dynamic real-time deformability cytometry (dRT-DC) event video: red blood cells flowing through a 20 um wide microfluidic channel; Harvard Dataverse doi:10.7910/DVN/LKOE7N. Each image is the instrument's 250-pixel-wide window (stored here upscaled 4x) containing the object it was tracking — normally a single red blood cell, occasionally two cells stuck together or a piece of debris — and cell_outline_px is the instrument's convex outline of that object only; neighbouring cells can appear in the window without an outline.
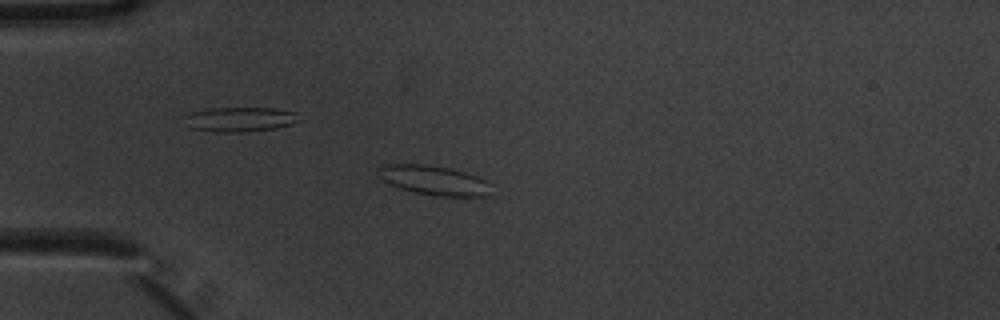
{"species": "common noctule bat (a hibernating species)", "species_latin": "Nyctalus noctula", "temperature_condition": "warm", "stored_images_in_passage": 7, "camera_frame_rate_fps": 3000, "um_per_image_px": 0.085, "animal": {"sex": "male", "body_mass_g": 20.1, "forearm_length_mm": 53.5}, "frame": {"image": 1, "passage_image": 5, "time_ms": 1.333, "image_size_px": [1000, 320], "cell_outline_px": [[492, 196], [436, 196], [416, 192], [400, 188], [376, 176], [376, 168], [380, 164], [424, 164], [448, 168], [480, 176], [488, 180], [492, 184]], "centroid_in_image_um": [36.93, 15.32], "position_along_channel_um": 48.1, "area_um2": 19.83}}
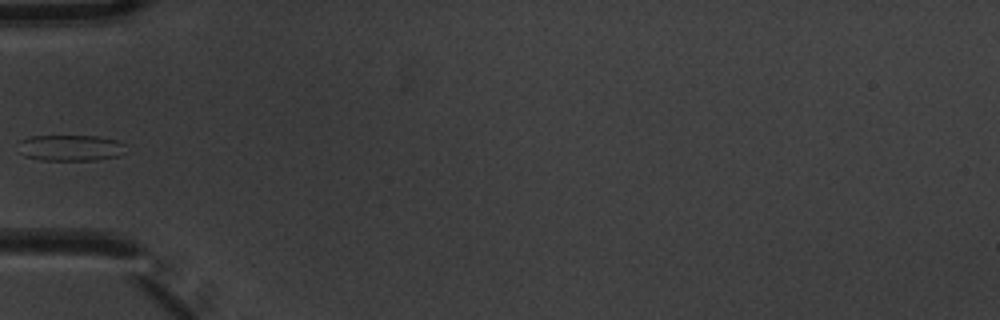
{"frame": {"image": 2, "passage_image": 6, "time_ms": 1.667, "image_size_px": [1000, 320], "cell_outline_px": [[128, 144], [120, 156], [96, 160], [40, 160], [24, 156], [20, 152], [20, 140], [28, 136], [100, 136], [116, 140]], "centroid_in_image_um": [6.03, 12.56], "position_along_channel_um": 79.0, "area_um2": 16.53}}
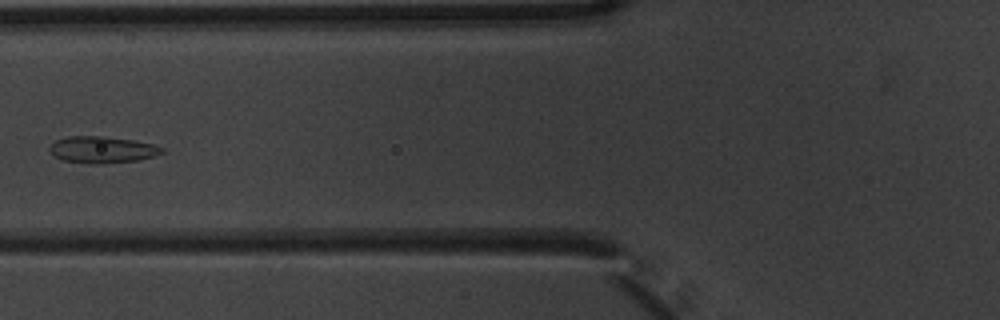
{"frame": {"image": 3, "passage_image": 7, "time_ms": 2.0, "image_size_px": [1000, 320], "cell_outline_px": [[164, 152], [156, 156], [136, 160], [104, 164], [88, 164], [64, 160], [56, 156], [48, 148], [56, 140], [68, 136], [104, 136], [132, 140], [152, 144], [164, 148]], "centroid_in_image_um": [8.71, 12.73], "position_along_channel_um": 117.1, "area_um2": 17.4}}